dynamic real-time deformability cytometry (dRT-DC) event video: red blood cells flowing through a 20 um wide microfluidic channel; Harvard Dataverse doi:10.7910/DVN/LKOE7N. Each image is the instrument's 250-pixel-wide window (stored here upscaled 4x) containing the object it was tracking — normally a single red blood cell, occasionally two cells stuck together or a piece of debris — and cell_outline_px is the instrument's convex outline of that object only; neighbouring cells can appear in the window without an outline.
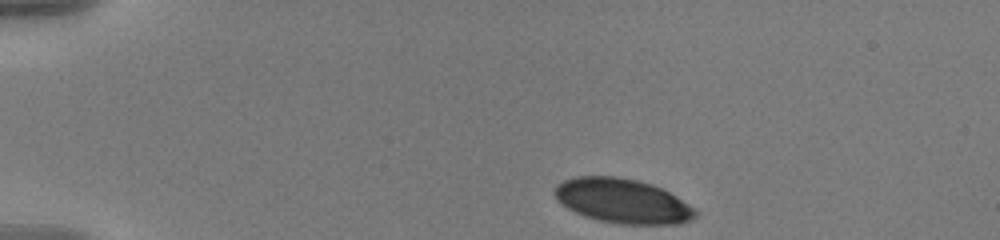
{"species": "human", "species_latin": "Homo sapiens", "temperature_condition": "warm", "stored_images_in_passage": 47, "camera_frame_rate_fps": 3000, "um_per_image_px": 0.085, "donor": {"sex": "male"}, "frame": {"image": 1, "passage_image": 1, "time_ms": 0.0, "image_size_px": [1000, 240], "cell_outline_px": [[696, 216], [692, 220], [680, 224], [620, 224], [600, 220], [584, 216], [568, 208], [556, 200], [552, 192], [556, 184], [564, 180], [576, 176], [616, 176], [636, 180], [652, 184], [676, 196], [688, 204], [696, 212]], "centroid_in_image_um": [52.87, 17.08], "position_along_channel_um": 32.1, "area_um2": 36.47}}
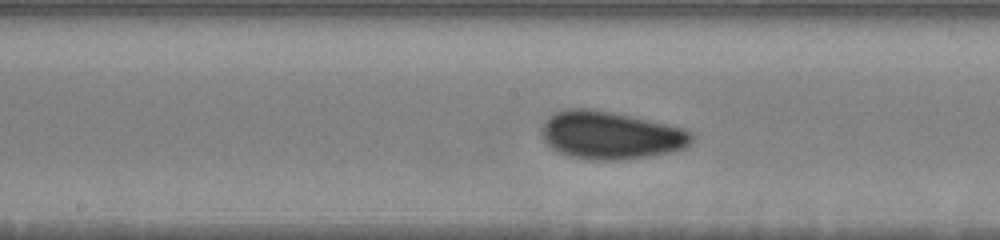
{"frame": {"image": 2, "passage_image": 21, "time_ms": 6.667, "image_size_px": [1000, 240], "cell_outline_px": [[696, 136], [684, 148], [668, 152], [648, 156], [620, 160], [588, 160], [568, 156], [552, 148], [540, 136], [540, 128], [544, 120], [548, 116], [564, 108], [592, 108], [632, 116], [684, 128], [692, 132]], "centroid_in_image_um": [51.85, 11.48], "position_along_channel_um": 196.3, "area_um2": 42.19}}
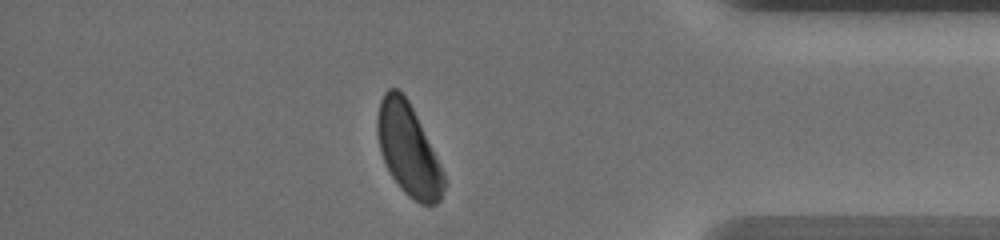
{"frame": {"image": 3, "passage_image": 40, "time_ms": 13.0, "image_size_px": [1000, 240], "cell_outline_px": [[444, 188], [440, 200], [436, 204], [420, 204], [408, 196], [400, 188], [392, 176], [380, 152], [376, 132], [376, 120], [380, 100], [384, 92], [388, 88], [396, 88], [408, 100], [444, 172]], "centroid_in_image_um": [34.68, 12.73], "position_along_channel_um": 400.5, "area_um2": 35.14}, "authors_computed_cell_mechanics": {"area_um2": 38.3792, "velocity_mm_per_s": 3.5768, "shape_relaxation_time_tau1_ms": 3.7993, "shape_relaxation_time_tau2_ms": 2.3109, "deformation_change_tau1": 0.0956, "deformation_change_tau2": 0.064}}